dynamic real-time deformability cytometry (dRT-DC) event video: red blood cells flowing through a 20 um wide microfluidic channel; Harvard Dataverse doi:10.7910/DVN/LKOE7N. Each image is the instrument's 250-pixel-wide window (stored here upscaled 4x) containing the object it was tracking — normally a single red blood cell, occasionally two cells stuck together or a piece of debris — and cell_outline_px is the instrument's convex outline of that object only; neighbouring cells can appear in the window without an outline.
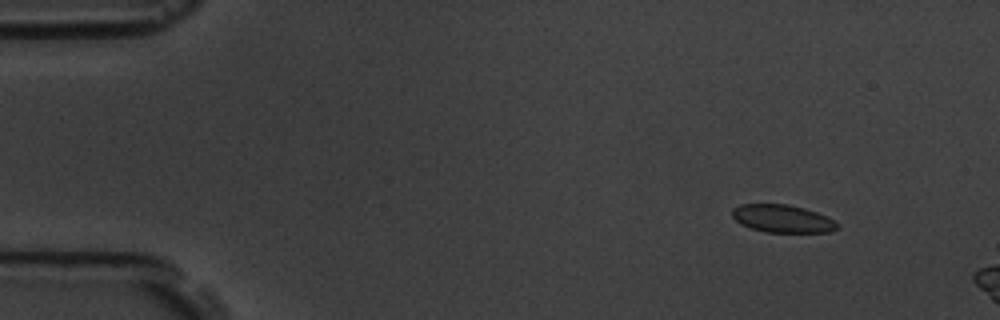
{"species": "common noctule bat (a hibernating species)", "species_latin": "Nyctalus noctula", "temperature_condition": "room temperature", "stored_images_in_passage": 4, "camera_frame_rate_fps": 3000, "um_per_image_px": 0.085, "animal": {"sex": "male", "body_mass_g": 19.5, "forearm_length_mm": 54.6}, "frame": {"image": 1, "passage_image": 2, "time_ms": 1.333, "image_size_px": [1000, 320], "cell_outline_px": [[840, 228], [828, 232], [764, 232], [740, 224], [732, 216], [732, 208], [740, 204], [788, 204], [804, 208], [816, 212], [840, 224]], "centroid_in_image_um": [66.49, 18.58], "position_along_channel_um": 18.5, "area_um2": 16.99}}